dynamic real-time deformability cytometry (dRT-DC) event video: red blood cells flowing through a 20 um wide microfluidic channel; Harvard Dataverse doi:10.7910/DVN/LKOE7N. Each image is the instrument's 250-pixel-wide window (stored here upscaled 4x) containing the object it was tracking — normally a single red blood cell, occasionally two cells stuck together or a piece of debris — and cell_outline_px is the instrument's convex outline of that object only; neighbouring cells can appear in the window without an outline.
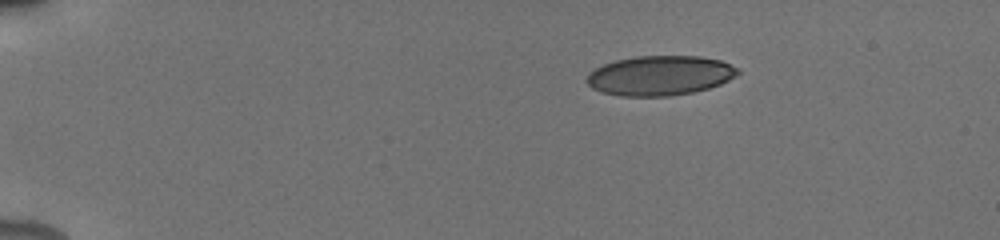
{"species": "human", "species_latin": "Homo sapiens", "temperature_condition": "cold", "stored_images_in_passage": 83, "camera_frame_rate_fps": 3000, "um_per_image_px": 0.085, "donor": {"sex": "male"}, "frame": {"image": 1, "passage_image": 1, "time_ms": 0.0, "image_size_px": [1000, 240], "cell_outline_px": [[740, 72], [736, 76], [720, 84], [708, 88], [692, 92], [672, 96], [620, 96], [600, 92], [592, 88], [584, 80], [588, 72], [604, 64], [616, 60], [636, 56], [700, 56], [720, 60], [740, 68]], "centroid_in_image_um": [56.08, 6.42], "position_along_channel_um": 28.9, "area_um2": 35.2}}
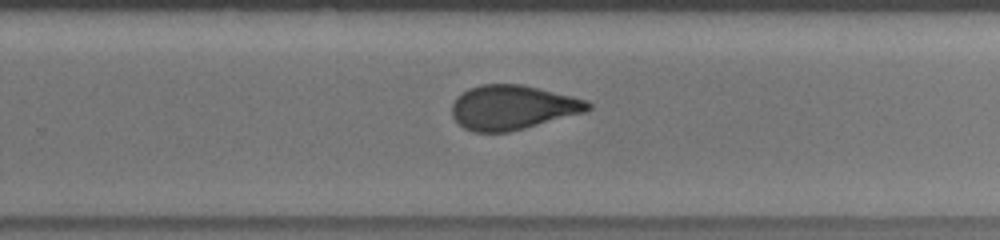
{"frame": {"image": 2, "passage_image": 48, "time_ms": 9.0, "image_size_px": [1000, 240], "cell_outline_px": [[592, 108], [584, 112], [524, 128], [508, 132], [472, 132], [464, 128], [452, 116], [452, 104], [456, 96], [468, 88], [484, 84], [520, 84], [588, 100], [592, 104]], "centroid_in_image_um": [43.54, 9.13], "position_along_channel_um": 286.3, "area_um2": 35.03}}
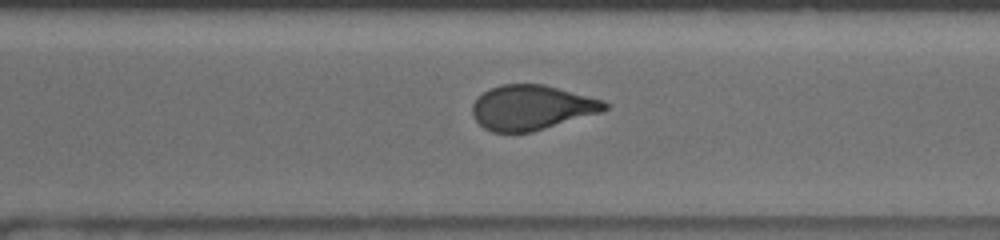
{"frame": {"image": 3, "passage_image": 54, "time_ms": 10.0, "image_size_px": [1000, 240], "cell_outline_px": [[612, 104], [608, 108], [600, 112], [532, 132], [492, 132], [484, 128], [472, 116], [472, 104], [476, 96], [488, 88], [500, 84], [544, 84], [604, 100]], "centroid_in_image_um": [45.16, 9.12], "position_along_channel_um": 325.4, "area_um2": 34.8}, "authors_computed_cell_mechanics": {"area_um2": 35.7782, "velocity_mm_per_s": 3.9171, "shape_relaxation_time_tau1_ms": 5.6372, "shape_relaxation_time_tau2_ms": 1.3487, "deformation_change_tau1": 0.1644, "deformation_change_tau2": 0.0747}}